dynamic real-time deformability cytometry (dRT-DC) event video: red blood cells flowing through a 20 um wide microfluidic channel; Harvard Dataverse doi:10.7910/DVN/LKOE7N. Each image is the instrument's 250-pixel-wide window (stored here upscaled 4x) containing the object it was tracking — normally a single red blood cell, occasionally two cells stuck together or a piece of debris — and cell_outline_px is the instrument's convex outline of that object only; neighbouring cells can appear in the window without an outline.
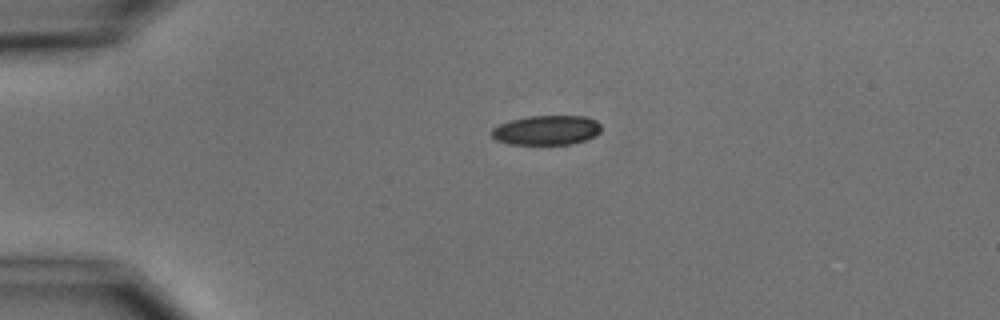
{"species": "common noctule bat (a hibernating species)", "species_latin": "Nyctalus noctula", "temperature_condition": "cold", "stored_images_in_passage": 2, "camera_frame_rate_fps": 3000, "um_per_image_px": 0.085, "animal": {"sex": "male", "body_mass_g": 15.6}, "frame": {"image": 1, "passage_image": 1, "time_ms": 0.0, "image_size_px": [1000, 320], "cell_outline_px": [[600, 132], [596, 136], [588, 140], [572, 144], [508, 144], [496, 140], [492, 136], [492, 128], [500, 124], [512, 120], [528, 116], [588, 116], [596, 120], [600, 124]], "centroid_in_image_um": [46.5, 11.07], "position_along_channel_um": 38.5, "area_um2": 19.02}}